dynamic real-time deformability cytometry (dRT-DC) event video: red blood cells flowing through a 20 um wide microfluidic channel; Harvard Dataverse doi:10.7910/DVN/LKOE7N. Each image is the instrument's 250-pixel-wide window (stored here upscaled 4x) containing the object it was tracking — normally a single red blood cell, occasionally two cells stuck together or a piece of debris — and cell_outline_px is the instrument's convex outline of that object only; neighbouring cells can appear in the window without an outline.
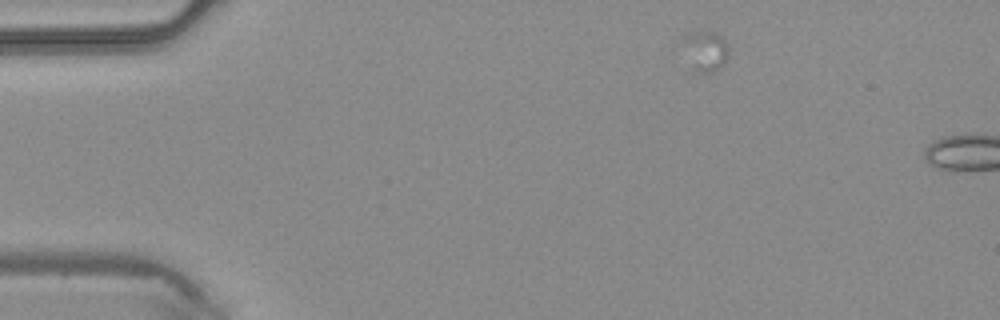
{"species": "common noctule bat (a hibernating species)", "species_latin": "Nyctalus noctula", "temperature_condition": "warm", "stored_images_in_passage": 3, "camera_frame_rate_fps": 3000, "um_per_image_px": 0.085, "animal": {"sex": "male", "body_mass_g": 20.4}, "frame": {"image": 1, "passage_image": 1, "time_ms": 0.0, "image_size_px": [1000, 320], "cell_outline_px": [[728, 56], [712, 72], [696, 72], [684, 40], [684, 36], [688, 32], [700, 28], [712, 32], [720, 36], [724, 40], [728, 48]], "centroid_in_image_um": [59.99, 4.23], "position_along_channel_um": 25.0, "area_um2": 10.06}}